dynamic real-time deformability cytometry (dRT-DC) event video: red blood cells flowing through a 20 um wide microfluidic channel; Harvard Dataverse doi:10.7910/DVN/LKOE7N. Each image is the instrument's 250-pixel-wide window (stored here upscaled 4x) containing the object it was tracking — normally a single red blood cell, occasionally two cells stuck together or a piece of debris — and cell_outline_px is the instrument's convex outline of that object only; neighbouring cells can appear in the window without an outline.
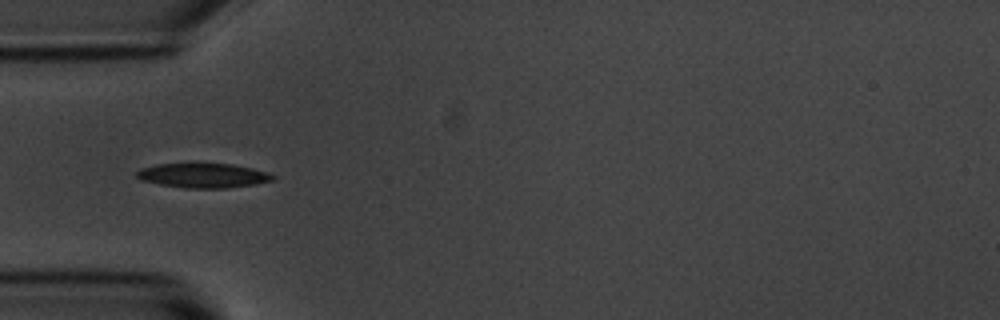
{"species": "common noctule bat (a hibernating species)", "species_latin": "Nyctalus noctula", "temperature_condition": "room temperature", "stored_images_in_passage": 38, "camera_frame_rate_fps": 3000, "um_per_image_px": 0.085, "animal": {"sex": "male", "body_mass_g": 20.1, "forearm_length_mm": 53.5}, "frame": {"image": 1, "passage_image": 1, "time_ms": 0.0, "image_size_px": [1000, 320], "cell_outline_px": [[276, 176], [272, 180], [256, 184], [228, 188], [184, 188], [160, 184], [140, 180], [136, 176], [136, 172], [140, 168], [156, 164], [196, 160], [232, 164], [252, 168], [268, 172]], "centroid_in_image_um": [17.22, 14.86], "position_along_channel_um": 67.8, "area_um2": 20.52}}
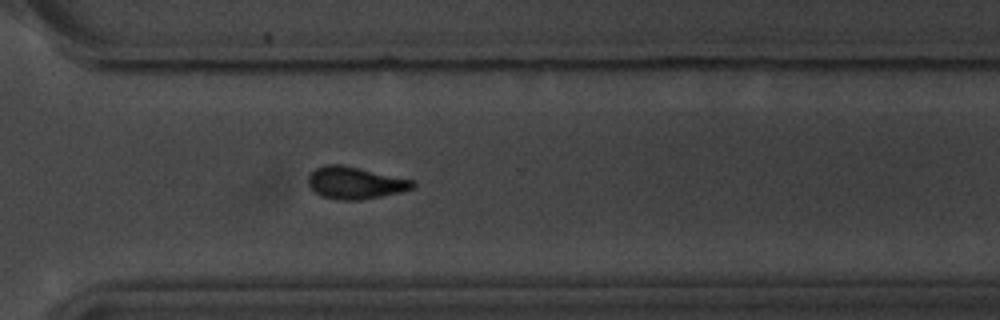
{"frame": {"image": 2, "passage_image": 23, "time_ms": 7.333, "image_size_px": [1000, 320], "cell_outline_px": [[416, 188], [400, 192], [360, 200], [340, 200], [324, 196], [316, 192], [308, 184], [308, 176], [316, 168], [324, 164], [340, 164], [416, 180]], "centroid_in_image_um": [30.24, 15.53], "position_along_channel_um": 340.4, "area_um2": 19.54}}
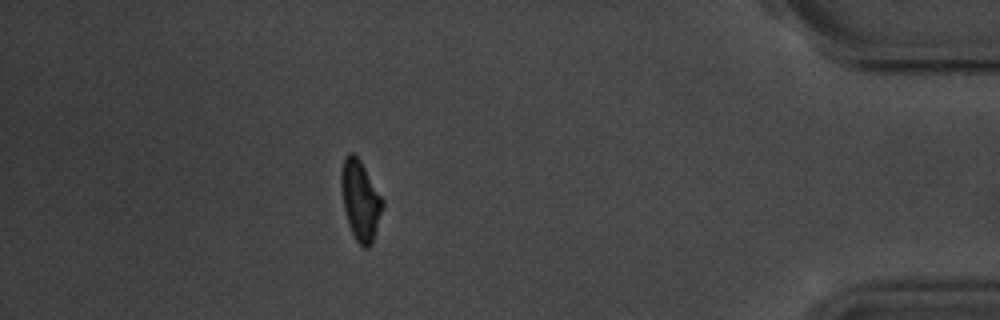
{"frame": {"image": 3, "passage_image": 32, "time_ms": 10.333, "image_size_px": [1000, 320], "cell_outline_px": [[384, 204], [372, 244], [368, 248], [364, 248], [356, 240], [348, 224], [344, 208], [340, 184], [340, 172], [344, 156], [348, 152], [352, 152], [360, 160], [384, 200]], "centroid_in_image_um": [30.62, 17.0], "position_along_channel_um": 404.6, "area_um2": 19.31}, "authors_computed_cell_mechanics": {"area_um2": 19.5364, "velocity_mm_per_s": 3.7103, "shape_relaxation_time_tau1_ms": 2.2835, "shape_relaxation_time_tau2_ms": 5.8511, "deformation_change_tau1": 0.1143, "deformation_change_tau2": 0.1227}}